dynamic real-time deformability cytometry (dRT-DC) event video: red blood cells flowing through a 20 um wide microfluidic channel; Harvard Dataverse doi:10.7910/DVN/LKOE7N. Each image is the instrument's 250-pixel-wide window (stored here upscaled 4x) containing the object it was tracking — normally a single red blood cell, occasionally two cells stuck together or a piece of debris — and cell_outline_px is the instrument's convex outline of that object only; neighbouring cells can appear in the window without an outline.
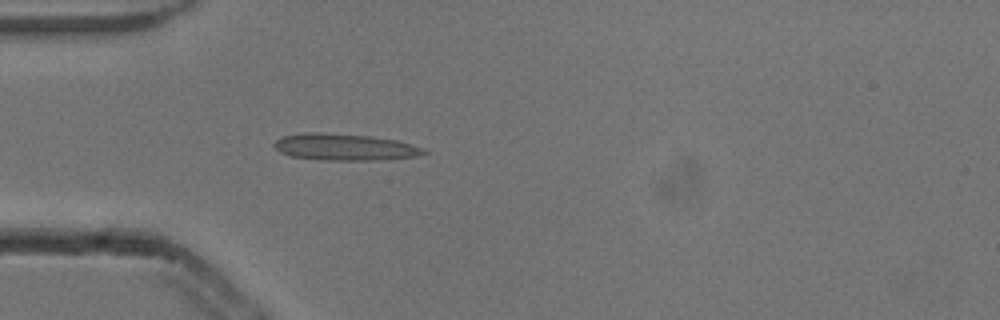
{"species": "common noctule bat (a hibernating species)", "species_latin": "Nyctalus noctula", "temperature_condition": "cold", "stored_images_in_passage": 3, "camera_frame_rate_fps": 3000, "um_per_image_px": 0.085, "animal": {"sex": "male", "body_mass_g": 13.3}, "frame": {"image": 1, "passage_image": 3, "time_ms": 0.667, "image_size_px": [1000, 320], "cell_outline_px": [[428, 152], [416, 156], [380, 160], [320, 160], [292, 156], [280, 152], [272, 144], [276, 140], [284, 136], [304, 132], [320, 132], [372, 136], [396, 140], [424, 148]], "centroid_in_image_um": [29.29, 12.5], "position_along_channel_um": 55.7, "area_um2": 23.24}}